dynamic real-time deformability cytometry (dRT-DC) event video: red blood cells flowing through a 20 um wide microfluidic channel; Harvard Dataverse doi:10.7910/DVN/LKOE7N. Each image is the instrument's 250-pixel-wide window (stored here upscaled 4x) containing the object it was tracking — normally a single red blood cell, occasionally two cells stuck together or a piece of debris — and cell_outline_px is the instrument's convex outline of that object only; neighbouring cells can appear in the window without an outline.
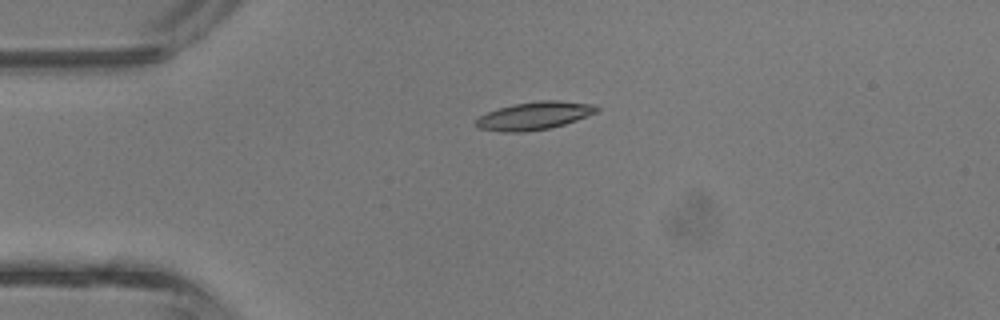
{"species": "common noctule bat (a hibernating species)", "species_latin": "Nyctalus noctula", "temperature_condition": "room temperature", "stored_images_in_passage": 34, "camera_frame_rate_fps": 3000, "um_per_image_px": 0.085, "animal": {"sex": "male", "body_mass_g": 13.3}, "frame": {"image": 1, "passage_image": 2, "time_ms": 0.333, "image_size_px": [1000, 320], "cell_outline_px": [[600, 108], [596, 112], [576, 120], [564, 124], [548, 128], [524, 132], [504, 132], [480, 128], [476, 124], [476, 120], [480, 116], [488, 112], [512, 104], [540, 100], [560, 100], [592, 104]], "centroid_in_image_um": [45.43, 9.83], "position_along_channel_um": 39.6, "area_um2": 19.36}}
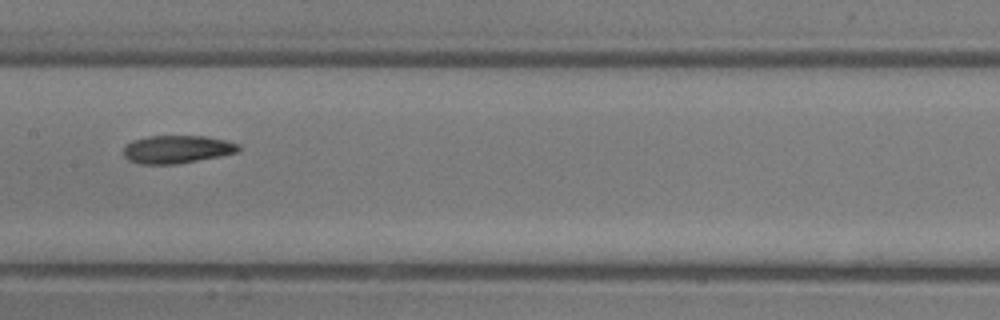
{"frame": {"image": 2, "passage_image": 13, "time_ms": 4.0, "image_size_px": [1000, 320], "cell_outline_px": [[240, 152], [220, 156], [176, 164], [140, 164], [128, 160], [124, 156], [124, 148], [132, 140], [148, 136], [208, 136], [228, 140], [240, 144]], "centroid_in_image_um": [15.09, 12.68], "position_along_channel_um": 192.3, "area_um2": 18.9}}
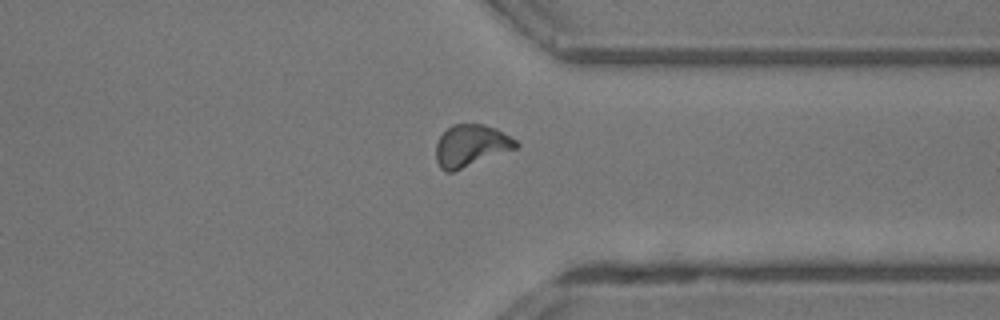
{"frame": {"image": 3, "passage_image": 24, "time_ms": 7.667, "image_size_px": [1000, 320], "cell_outline_px": [[520, 148], [452, 172], [444, 172], [440, 168], [436, 160], [436, 144], [440, 136], [452, 124], [484, 124], [496, 128], [516, 140], [520, 144]], "centroid_in_image_um": [40.06, 12.39], "position_along_channel_um": 371.3, "area_um2": 19.83}, "authors_computed_cell_mechanics": {"area_um2": 18.7561, "velocity_mm_per_s": 4.9499, "shape_relaxation_time_tau1_ms": 2.7344, "shape_relaxation_time_tau2_ms": 8.773, "deformation_change_tau1": 0.1207, "deformation_change_tau2": 0.1443}}